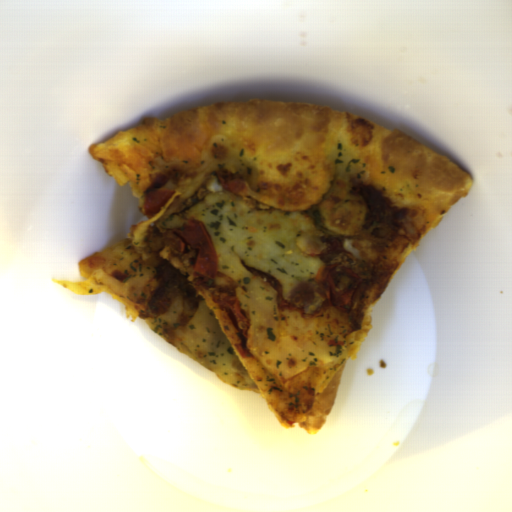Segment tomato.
Segmentation results:
<instances>
[{"label":"tomato","mask_w":512,"mask_h":512,"mask_svg":"<svg viewBox=\"0 0 512 512\" xmlns=\"http://www.w3.org/2000/svg\"><path fill=\"white\" fill-rule=\"evenodd\" d=\"M173 189L150 190L143 196L145 215H154L162 209L174 194Z\"/></svg>","instance_id":"obj_4"},{"label":"tomato","mask_w":512,"mask_h":512,"mask_svg":"<svg viewBox=\"0 0 512 512\" xmlns=\"http://www.w3.org/2000/svg\"><path fill=\"white\" fill-rule=\"evenodd\" d=\"M175 234L181 253L187 248H197L199 254L194 262L195 271L215 279L218 255L204 223L191 217L187 223L175 228Z\"/></svg>","instance_id":"obj_1"},{"label":"tomato","mask_w":512,"mask_h":512,"mask_svg":"<svg viewBox=\"0 0 512 512\" xmlns=\"http://www.w3.org/2000/svg\"><path fill=\"white\" fill-rule=\"evenodd\" d=\"M362 277L350 269L333 265L327 272L325 297L330 308L349 311Z\"/></svg>","instance_id":"obj_2"},{"label":"tomato","mask_w":512,"mask_h":512,"mask_svg":"<svg viewBox=\"0 0 512 512\" xmlns=\"http://www.w3.org/2000/svg\"><path fill=\"white\" fill-rule=\"evenodd\" d=\"M223 308H224L225 314L228 316V318L234 324V326L236 328L237 335L240 339L239 343L236 344V350H237L239 356H243L246 358H254V356L249 352L248 317L242 310L236 294L224 295Z\"/></svg>","instance_id":"obj_3"}]
</instances>
